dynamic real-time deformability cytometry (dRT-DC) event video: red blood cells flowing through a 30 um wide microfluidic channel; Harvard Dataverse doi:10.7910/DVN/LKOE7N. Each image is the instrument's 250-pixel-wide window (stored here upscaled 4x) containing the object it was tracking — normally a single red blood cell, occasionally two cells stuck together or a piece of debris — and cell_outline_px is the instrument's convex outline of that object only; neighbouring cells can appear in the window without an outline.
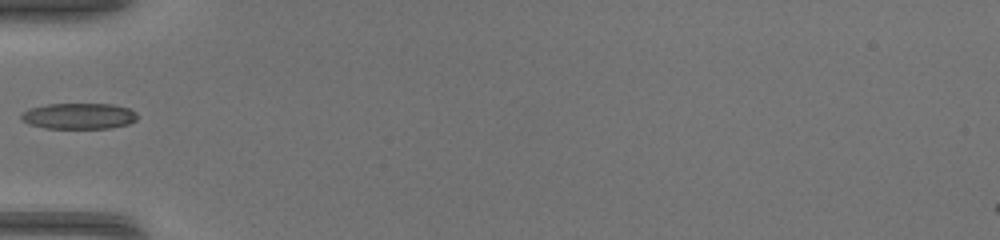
{"species": "common noctule bat (a hibernating species)", "species_latin": "Nyctalus noctula", "temperature_condition": "warm", "stored_images_in_passage": 26, "camera_frame_rate_fps": 3000, "um_per_image_px": 0.085, "animal": {"sex": "female", "body_mass_g": 17.0, "forearm_length_mm": 48.0}, "frame": {"image": 1, "passage_image": 1, "time_ms": 0.0, "image_size_px": [1000, 240], "cell_outline_px": [[136, 120], [128, 124], [108, 128], [44, 128], [28, 124], [20, 120], [20, 116], [28, 108], [48, 104], [112, 104], [128, 108], [136, 112]], "centroid_in_image_um": [6.66, 9.86], "position_along_channel_um": 78.3, "area_um2": 17.57}}
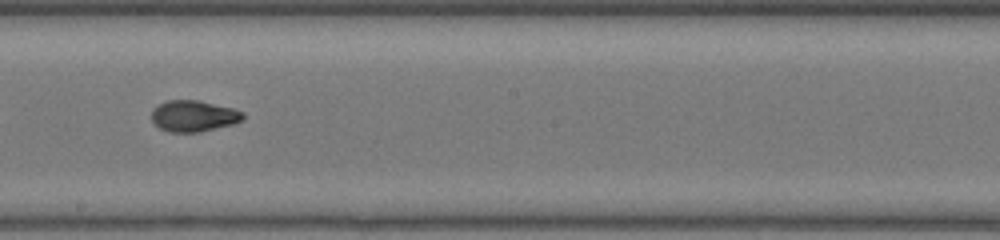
{"frame": {"image": 2, "passage_image": 11, "time_ms": 3.333, "image_size_px": [1000, 240], "cell_outline_px": [[244, 120], [232, 124], [200, 132], [168, 132], [160, 128], [152, 120], [152, 108], [156, 104], [168, 100], [196, 100], [232, 108], [244, 112]], "centroid_in_image_um": [16.44, 9.86], "position_along_channel_um": 231.8, "area_um2": 16.65}}
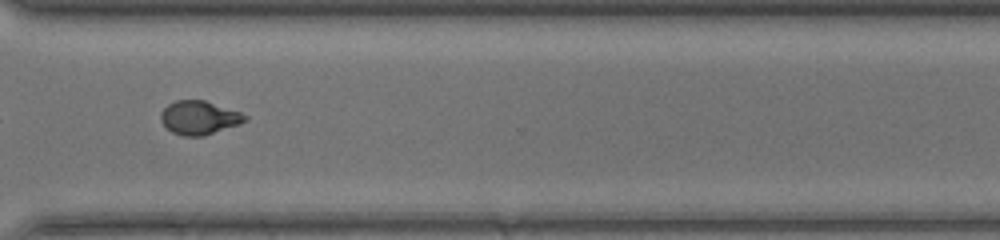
{"frame": {"image": 3, "passage_image": 19, "time_ms": 6.0, "image_size_px": [1000, 240], "cell_outline_px": [[248, 120], [240, 124], [204, 136], [184, 136], [172, 132], [160, 120], [160, 112], [168, 104], [176, 100], [204, 100], [240, 112], [248, 116]], "centroid_in_image_um": [16.94, 10.0], "position_along_channel_um": 353.7, "area_um2": 16.53}}